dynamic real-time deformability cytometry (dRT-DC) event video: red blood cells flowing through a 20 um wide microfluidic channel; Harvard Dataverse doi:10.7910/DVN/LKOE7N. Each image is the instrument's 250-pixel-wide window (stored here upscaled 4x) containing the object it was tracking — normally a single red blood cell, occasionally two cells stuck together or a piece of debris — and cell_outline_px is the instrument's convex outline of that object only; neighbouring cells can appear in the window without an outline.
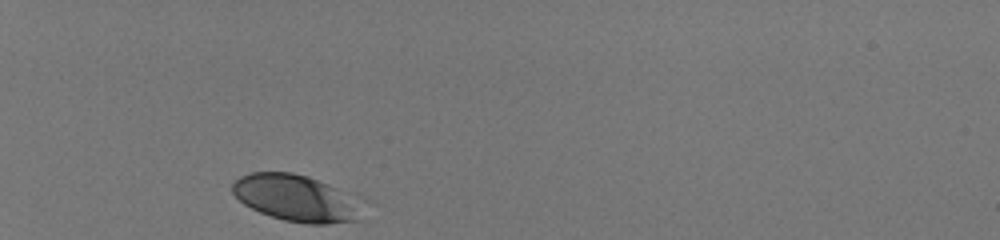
{"species": "human", "species_latin": "Homo sapiens", "temperature_condition": "room temperature", "stored_images_in_passage": 31, "camera_frame_rate_fps": 3000, "um_per_image_px": 0.085, "donor": {"sex": "male"}, "frame": {"image": 1, "passage_image": 1, "time_ms": 0.0, "image_size_px": [1000, 240], "cell_outline_px": [[368, 200], [356, 220], [328, 224], [308, 224], [284, 220], [260, 212], [244, 204], [232, 192], [232, 184], [240, 176], [252, 172], [292, 172], [308, 176], [364, 196]], "centroid_in_image_um": [25.33, 16.83], "position_along_channel_um": 59.7, "area_um2": 36.36}}
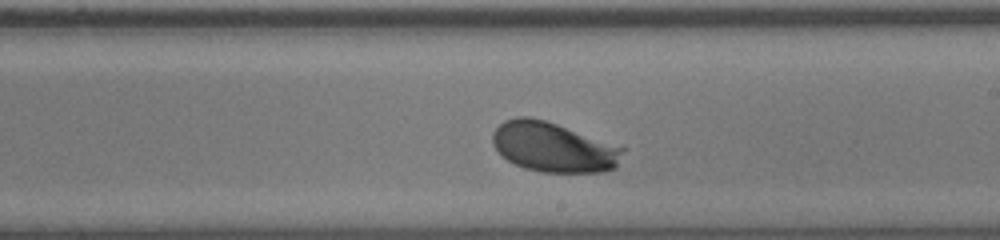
{"frame": {"image": 2, "passage_image": 18, "time_ms": 5.667, "image_size_px": [1000, 240], "cell_outline_px": [[624, 148], [616, 168], [604, 172], [540, 172], [524, 168], [508, 160], [492, 144], [492, 132], [504, 120], [516, 116], [528, 116], [544, 120], [556, 124]], "centroid_in_image_um": [47.0, 12.51], "position_along_channel_um": 242.0, "area_um2": 37.34}}
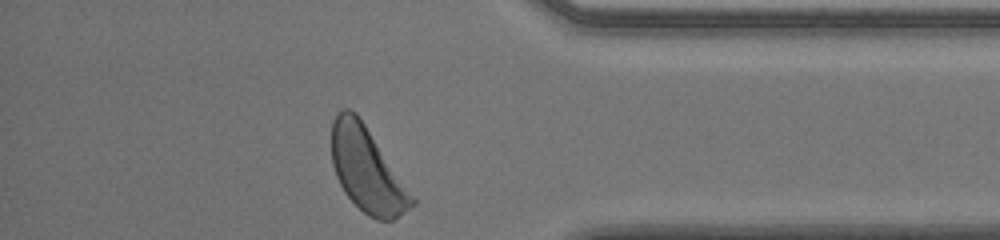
{"frame": {"image": 3, "passage_image": 31, "time_ms": 10.0, "image_size_px": [1000, 240], "cell_outline_px": [[416, 204], [392, 220], [376, 220], [368, 216], [344, 192], [336, 176], [332, 164], [332, 120], [336, 112], [344, 108], [348, 108], [356, 112], [416, 200]], "centroid_in_image_um": [31.17, 14.42], "position_along_channel_um": 404.0, "area_um2": 38.9}, "authors_computed_cell_mechanics": {"area_um2": 36.4718, "velocity_mm_per_s": 3.9396, "shape_relaxation_time_tau1_ms": 1.6669, "shape_relaxation_time_tau2_ms": null, "deformation_change_tau1": 0.1026, "deformation_change_tau2": null}}